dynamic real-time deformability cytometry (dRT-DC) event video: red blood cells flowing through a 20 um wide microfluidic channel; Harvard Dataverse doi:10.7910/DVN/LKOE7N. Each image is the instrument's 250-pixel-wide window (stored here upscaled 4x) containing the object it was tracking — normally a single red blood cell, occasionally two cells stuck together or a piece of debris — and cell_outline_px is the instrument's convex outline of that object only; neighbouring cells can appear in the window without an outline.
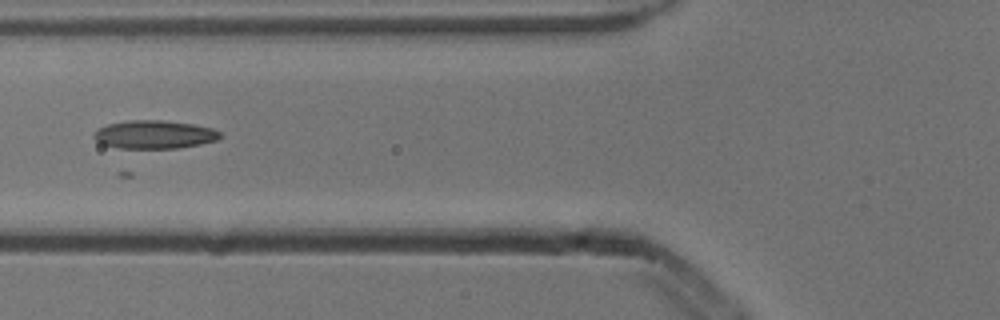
{"species": "common noctule bat (a hibernating species)", "species_latin": "Nyctalus noctula", "temperature_condition": "cold", "stored_images_in_passage": 6, "camera_frame_rate_fps": 3000, "um_per_image_px": 0.085, "animal": {"sex": "male", "body_mass_g": 13.3}, "frame": {"image": 1, "passage_image": 5, "time_ms": 1.333, "image_size_px": [1000, 320], "cell_outline_px": [[220, 136], [216, 140], [200, 144], [180, 148], [120, 148], [104, 144], [96, 140], [92, 136], [96, 128], [108, 124], [128, 120], [160, 120], [192, 124], [212, 128], [220, 132]], "centroid_in_image_um": [13.09, 11.43], "position_along_channel_um": 112.7, "area_um2": 20.69}}